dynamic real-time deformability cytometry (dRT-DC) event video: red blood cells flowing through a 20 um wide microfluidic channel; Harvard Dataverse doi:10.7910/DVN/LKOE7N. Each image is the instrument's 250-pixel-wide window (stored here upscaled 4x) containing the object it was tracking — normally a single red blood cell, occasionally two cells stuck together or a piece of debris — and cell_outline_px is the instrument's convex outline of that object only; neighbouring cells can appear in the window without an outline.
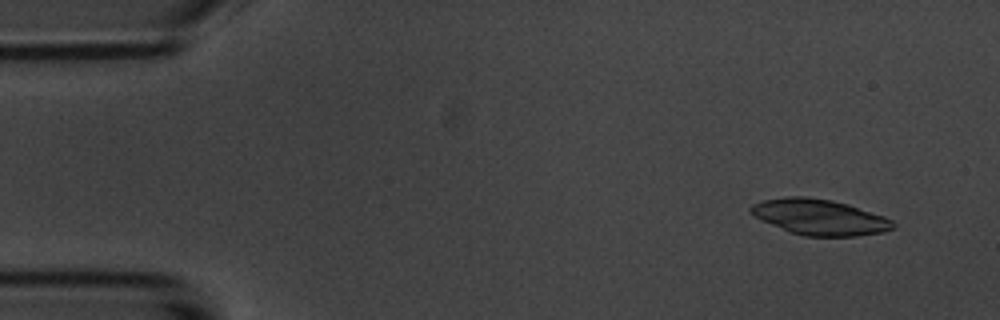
{"species": "common noctule bat (a hibernating species)", "species_latin": "Nyctalus noctula", "temperature_condition": "room temperature", "stored_images_in_passage": 4, "camera_frame_rate_fps": 3000, "um_per_image_px": 0.085, "animal": {"sex": "male", "body_mass_g": 20.1, "forearm_length_mm": 53.5}, "frame": {"image": 1, "passage_image": 1, "time_ms": 0.0, "image_size_px": [1000, 320], "cell_outline_px": [[896, 228], [884, 232], [856, 236], [804, 236], [792, 232], [760, 220], [748, 208], [752, 204], [764, 200], [788, 196], [804, 196], [832, 200], [848, 204], [884, 216], [892, 220], [896, 224]], "centroid_in_image_um": [69.7, 18.45], "position_along_channel_um": 15.3, "area_um2": 29.54}}